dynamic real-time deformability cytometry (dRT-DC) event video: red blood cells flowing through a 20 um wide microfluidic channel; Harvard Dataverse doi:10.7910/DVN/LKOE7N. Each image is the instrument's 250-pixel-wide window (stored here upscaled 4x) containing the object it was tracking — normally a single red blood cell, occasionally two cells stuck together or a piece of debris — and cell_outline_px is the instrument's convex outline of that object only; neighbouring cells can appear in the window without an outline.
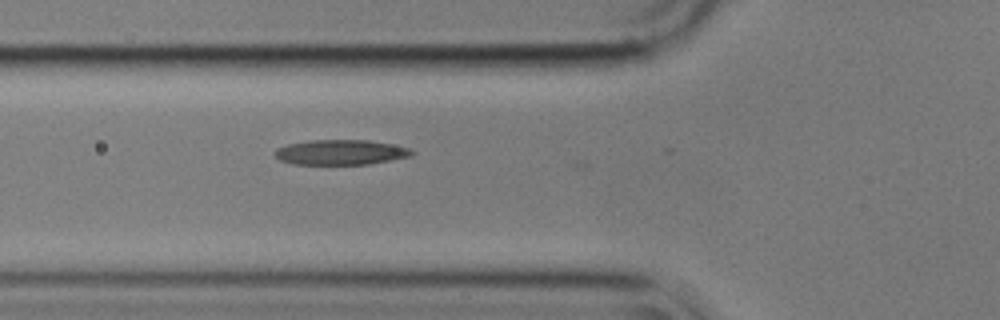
{"species": "common noctule bat (a hibernating species)", "species_latin": "Nyctalus noctula", "temperature_condition": "cold", "stored_images_in_passage": 6, "camera_frame_rate_fps": 3000, "um_per_image_px": 0.085, "animal": {"sex": "male", "body_mass_g": 17.9}, "frame": {"image": 1, "passage_image": 5, "time_ms": 1.333, "image_size_px": [1000, 320], "cell_outline_px": [[416, 152], [412, 156], [368, 164], [292, 164], [280, 160], [276, 156], [276, 148], [288, 144], [312, 140], [368, 140], [412, 148]], "centroid_in_image_um": [29.0, 12.94], "position_along_channel_um": 96.8, "area_um2": 19.94}}